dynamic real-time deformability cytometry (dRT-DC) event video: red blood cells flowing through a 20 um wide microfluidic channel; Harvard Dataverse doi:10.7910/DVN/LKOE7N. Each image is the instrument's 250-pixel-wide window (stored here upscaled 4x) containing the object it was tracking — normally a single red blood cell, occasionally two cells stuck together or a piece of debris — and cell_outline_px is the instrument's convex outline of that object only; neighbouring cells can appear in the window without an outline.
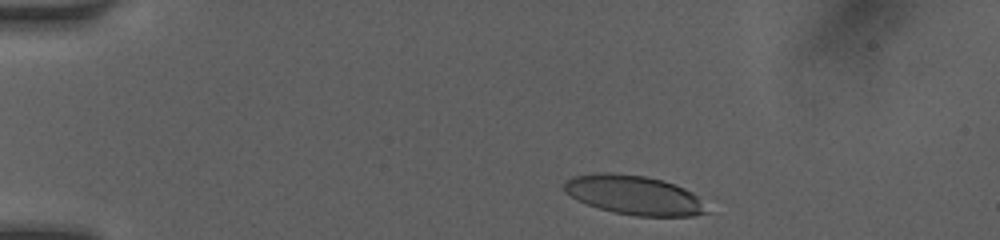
{"species": "human", "species_latin": "Homo sapiens", "temperature_condition": "room temperature", "stored_images_in_passage": 40, "camera_frame_rate_fps": 3000, "um_per_image_px": 0.085, "donor": {"sex": "female"}, "frame": {"image": 1, "passage_image": 3, "time_ms": 0.667, "image_size_px": [1000, 240], "cell_outline_px": [[712, 212], [692, 216], [636, 216], [616, 212], [600, 208], [588, 204], [564, 192], [564, 184], [572, 176], [596, 172], [612, 172], [644, 176], [660, 180], [684, 188], [692, 192]], "centroid_in_image_um": [53.91, 16.58], "position_along_channel_um": 31.1, "area_um2": 32.37}}
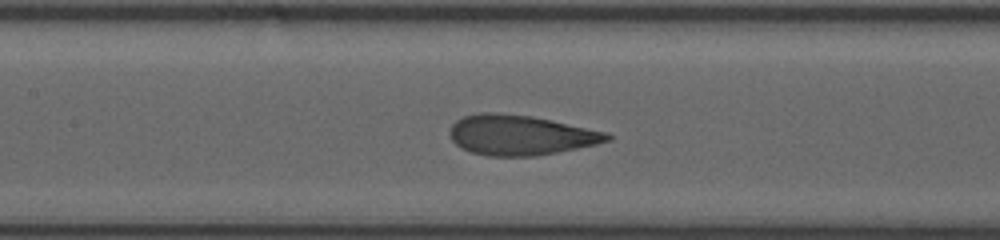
{"frame": {"image": 2, "passage_image": 18, "time_ms": 5.667, "image_size_px": [1000, 240], "cell_outline_px": [[612, 140], [596, 144], [536, 156], [488, 156], [472, 152], [460, 148], [452, 140], [448, 132], [452, 124], [456, 120], [464, 116], [476, 112], [496, 112], [532, 116], [552, 120], [608, 132], [612, 136]], "centroid_in_image_um": [44.21, 11.47], "position_along_channel_um": 163.2, "area_um2": 36.93}}
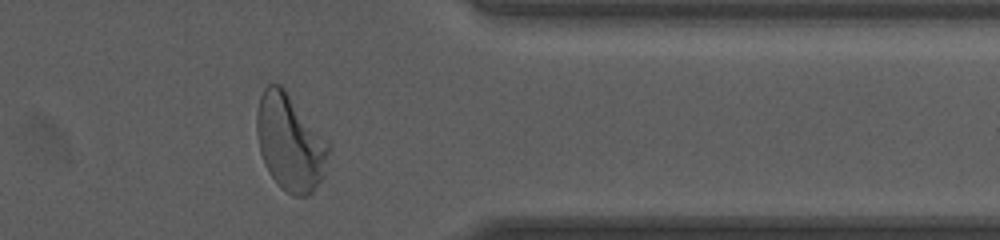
{"frame": {"image": 3, "passage_image": 35, "time_ms": 11.333, "image_size_px": [1000, 240], "cell_outline_px": [[332, 148], [324, 176], [312, 192], [308, 196], [292, 196], [280, 188], [268, 172], [264, 164], [260, 152], [256, 132], [256, 112], [260, 96], [264, 88], [268, 84], [280, 84], [284, 88], [332, 144]], "centroid_in_image_um": [24.68, 12.13], "position_along_channel_um": 386.7, "area_um2": 41.21}, "authors_computed_cell_mechanics": {"area_um2": 36.2984, "velocity_mm_per_s": 4.1166, "shape_relaxation_time_tau1_ms": 4.0496, "shape_relaxation_time_tau2_ms": 0.7862, "deformation_change_tau1": 0.2, "deformation_change_tau2": 0.0752}}